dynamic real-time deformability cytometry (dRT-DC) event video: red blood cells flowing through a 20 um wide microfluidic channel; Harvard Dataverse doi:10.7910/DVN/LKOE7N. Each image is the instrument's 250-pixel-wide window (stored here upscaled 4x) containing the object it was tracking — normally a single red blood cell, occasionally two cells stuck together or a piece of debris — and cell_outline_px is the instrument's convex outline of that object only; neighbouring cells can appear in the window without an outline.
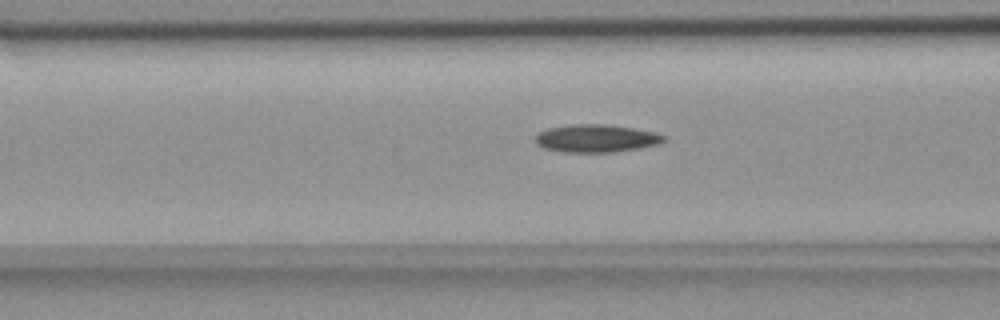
{"species": "common noctule bat (a hibernating species)", "species_latin": "Nyctalus noctula", "temperature_condition": "room temperature", "stored_images_in_passage": 39, "camera_frame_rate_fps": 3000, "um_per_image_px": 0.085, "animal": {"sex": "female", "body_mass_g": 18.4}, "frame": {"image": 1, "passage_image": 5, "time_ms": 1.333, "image_size_px": [1000, 320], "cell_outline_px": [[668, 140], [660, 144], [640, 148], [612, 152], [560, 152], [544, 148], [536, 144], [536, 136], [540, 132], [548, 128], [576, 124], [604, 124], [632, 128], [656, 132], [668, 136]], "centroid_in_image_um": [50.74, 11.77], "position_along_channel_um": 115.9, "area_um2": 20.92}}
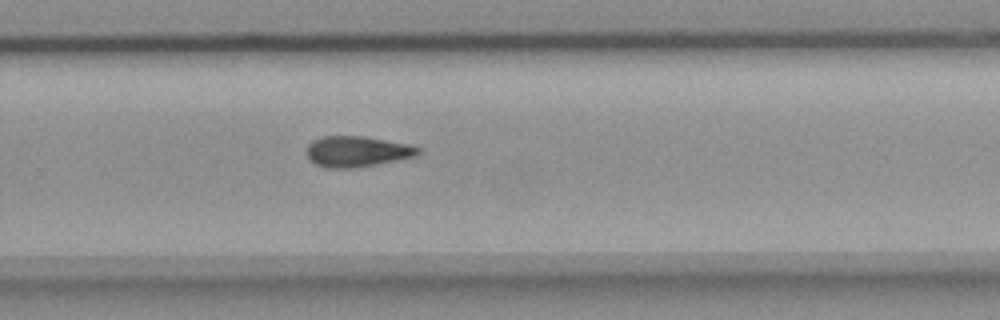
{"frame": {"image": 2, "passage_image": 20, "time_ms": 6.333, "image_size_px": [1000, 320], "cell_outline_px": [[420, 152], [416, 156], [376, 164], [352, 168], [324, 168], [316, 164], [304, 152], [308, 144], [312, 140], [324, 136], [364, 136], [408, 144], [420, 148]], "centroid_in_image_um": [30.31, 12.87], "position_along_channel_um": 299.5, "area_um2": 19.94}}
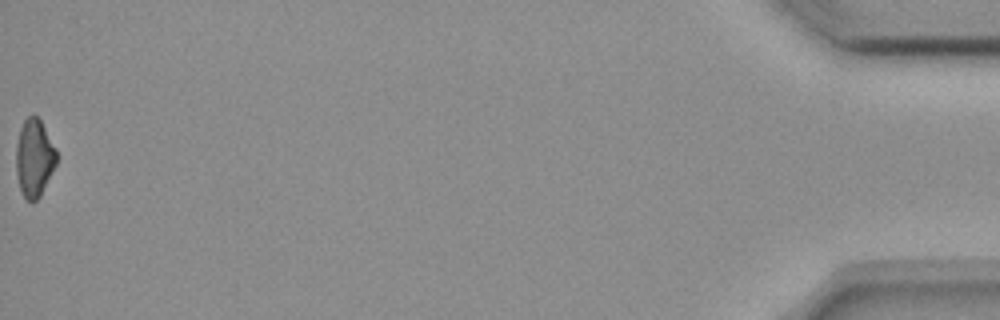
{"frame": {"image": 3, "passage_image": 39, "time_ms": 12.667, "image_size_px": [1000, 320], "cell_outline_px": [[56, 164], [40, 196], [32, 204], [24, 196], [20, 188], [16, 172], [16, 144], [20, 128], [24, 120], [32, 112], [40, 120], [56, 148]], "centroid_in_image_um": [2.9, 13.41], "position_along_channel_um": 432.3, "area_um2": 18.26}}